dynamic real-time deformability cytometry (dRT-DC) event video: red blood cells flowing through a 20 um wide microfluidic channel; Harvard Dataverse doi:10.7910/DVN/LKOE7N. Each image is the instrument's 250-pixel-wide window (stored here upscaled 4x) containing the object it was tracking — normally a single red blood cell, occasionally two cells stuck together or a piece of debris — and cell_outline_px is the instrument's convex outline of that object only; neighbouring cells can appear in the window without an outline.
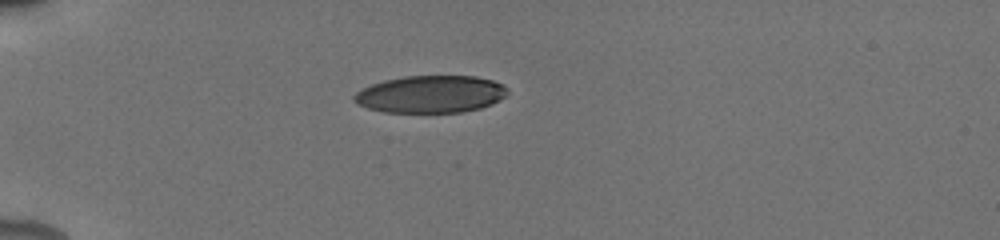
{"species": "human", "species_latin": "Homo sapiens", "temperature_condition": "cold", "stored_images_in_passage": 40, "camera_frame_rate_fps": 3000, "um_per_image_px": 0.085, "donor": {"sex": "male"}, "frame": {"image": 1, "passage_image": 1, "time_ms": 0.0, "image_size_px": [1000, 240], "cell_outline_px": [[508, 92], [500, 100], [492, 104], [480, 108], [460, 112], [384, 112], [368, 108], [356, 104], [352, 100], [352, 96], [356, 92], [372, 84], [384, 80], [404, 76], [476, 76], [492, 80], [504, 84], [508, 88]], "centroid_in_image_um": [36.61, 8.0], "position_along_channel_um": 48.4, "area_um2": 33.47}}
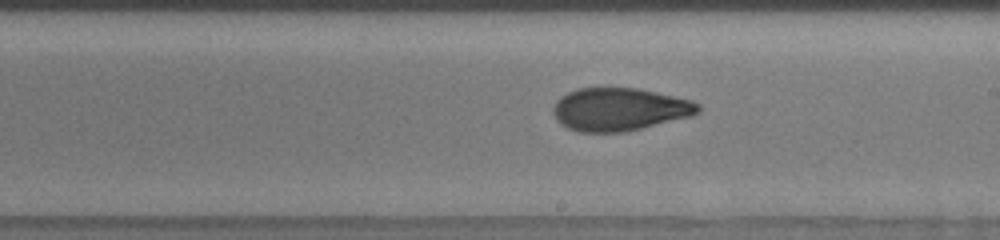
{"frame": {"image": 2, "passage_image": 17, "time_ms": 5.667, "image_size_px": [1000, 240], "cell_outline_px": [[700, 112], [692, 116], [624, 132], [580, 132], [568, 128], [560, 124], [556, 120], [552, 112], [552, 108], [556, 100], [560, 96], [568, 92], [580, 88], [640, 88], [692, 100], [700, 104]], "centroid_in_image_um": [52.65, 9.29], "position_along_channel_um": 236.4, "area_um2": 36.47}}
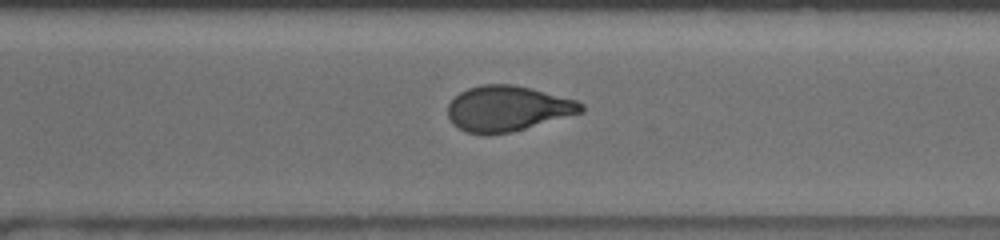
{"frame": {"image": 3, "passage_image": 24, "time_ms": 8.0, "image_size_px": [1000, 240], "cell_outline_px": [[584, 112], [512, 132], [488, 136], [464, 132], [452, 124], [448, 116], [448, 104], [460, 92], [468, 88], [484, 84], [512, 84], [532, 88], [576, 100], [584, 104]], "centroid_in_image_um": [43.13, 9.24], "position_along_channel_um": 327.5, "area_um2": 35.66}, "authors_computed_cell_mechanics": {"area_um2": 35.6626, "velocity_mm_per_s": 3.9086, "shape_relaxation_time_tau1_ms": 6.5726, "shape_relaxation_time_tau2_ms": 1.6257, "deformation_change_tau1": 0.1892, "deformation_change_tau2": 0.0784}}